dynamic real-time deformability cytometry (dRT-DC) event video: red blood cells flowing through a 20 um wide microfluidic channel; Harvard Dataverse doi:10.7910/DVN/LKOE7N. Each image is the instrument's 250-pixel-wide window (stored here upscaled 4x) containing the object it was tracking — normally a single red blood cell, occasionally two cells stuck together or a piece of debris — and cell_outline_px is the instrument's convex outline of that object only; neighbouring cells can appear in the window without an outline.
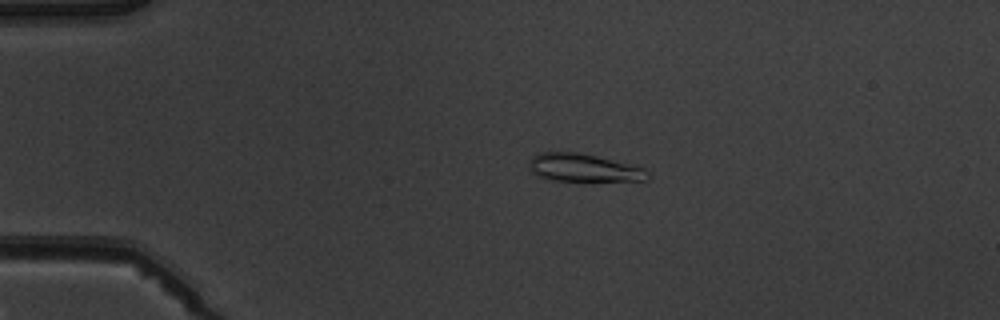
{"species": "common noctule bat (a hibernating species)", "species_latin": "Nyctalus noctula", "temperature_condition": "warm", "stored_images_in_passage": 2, "camera_frame_rate_fps": 3000, "um_per_image_px": 0.085, "animal": {"sex": "male", "body_mass_g": 19.5, "forearm_length_mm": 54.6}, "frame": {"image": 1, "passage_image": 1, "time_ms": 0.0, "image_size_px": [1000, 320], "cell_outline_px": [[648, 176], [644, 180], [592, 184], [588, 184], [544, 180], [536, 176], [528, 168], [528, 164], [532, 156], [540, 152], [576, 152], [596, 156], [648, 168]], "centroid_in_image_um": [49.6, 14.34], "position_along_channel_um": 35.4, "area_um2": 20.75}}